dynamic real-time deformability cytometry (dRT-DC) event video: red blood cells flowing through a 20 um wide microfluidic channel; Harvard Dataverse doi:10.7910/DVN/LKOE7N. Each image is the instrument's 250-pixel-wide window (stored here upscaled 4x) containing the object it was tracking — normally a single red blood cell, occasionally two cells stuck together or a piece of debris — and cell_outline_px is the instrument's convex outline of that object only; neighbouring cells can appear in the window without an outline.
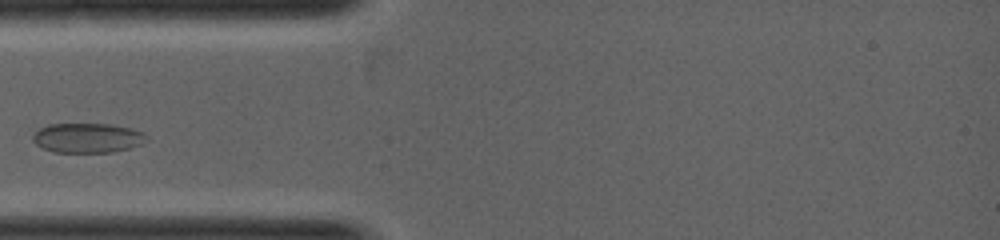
{"species": "common noctule bat (a hibernating species)", "species_latin": "Nyctalus noctula", "temperature_condition": "warm", "stored_images_in_passage": 6, "camera_frame_rate_fps": 5000, "um_per_image_px": 0.085, "animal": {"sex": "female", "body_mass_g": 19.0, "forearm_length_mm": 53.3}, "frame": {"image": 1, "passage_image": 6, "time_ms": 1.2, "image_size_px": [1000, 240], "cell_outline_px": [[148, 140], [140, 144], [128, 148], [112, 152], [52, 152], [36, 144], [32, 140], [32, 136], [40, 128], [48, 124], [108, 124], [132, 128], [144, 132], [148, 136]], "centroid_in_image_um": [7.45, 11.72], "position_along_channel_um": 77.5, "area_um2": 19.65}}